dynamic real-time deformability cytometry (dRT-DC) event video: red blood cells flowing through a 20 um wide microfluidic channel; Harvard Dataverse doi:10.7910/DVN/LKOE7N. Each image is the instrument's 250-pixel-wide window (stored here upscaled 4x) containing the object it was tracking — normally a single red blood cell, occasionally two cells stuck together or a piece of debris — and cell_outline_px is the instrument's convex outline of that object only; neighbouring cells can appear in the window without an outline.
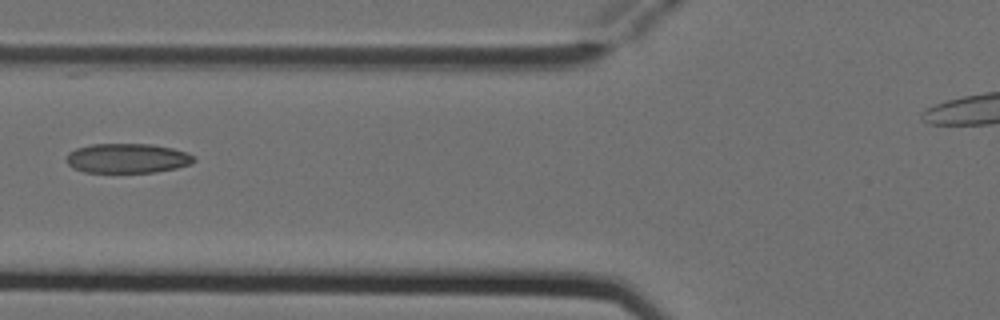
{"species": "Egyptian fruit bat (a non-hibernating species)", "species_latin": "Rousettus aegyptiacus", "temperature_condition": "cold", "stored_images_in_passage": 6, "camera_frame_rate_fps": 3000, "um_per_image_px": 0.085, "animal": {"sex": "female"}, "frame": {"image": 1, "passage_image": 5, "time_ms": 1.333, "image_size_px": [1000, 320], "cell_outline_px": [[196, 160], [192, 164], [176, 168], [156, 172], [84, 172], [72, 168], [68, 164], [68, 152], [76, 148], [92, 144], [152, 144], [172, 148], [196, 156]], "centroid_in_image_um": [10.85, 13.45], "position_along_channel_um": 115.0, "area_um2": 22.02}}
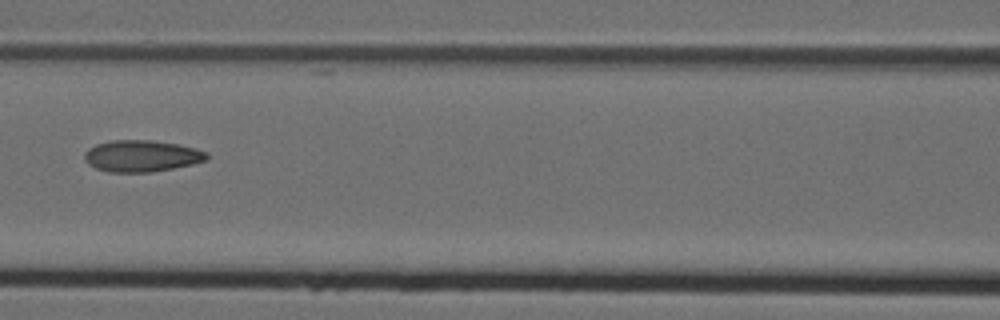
{"frame": {"image": 2, "passage_image": 6, "time_ms": 1.667, "image_size_px": [1000, 320], "cell_outline_px": [[208, 160], [192, 164], [152, 172], [108, 172], [96, 168], [88, 164], [84, 160], [84, 152], [88, 148], [96, 144], [112, 140], [152, 140], [176, 144], [208, 152]], "centroid_in_image_um": [12.0, 13.26], "position_along_channel_um": 154.6, "area_um2": 22.48}}